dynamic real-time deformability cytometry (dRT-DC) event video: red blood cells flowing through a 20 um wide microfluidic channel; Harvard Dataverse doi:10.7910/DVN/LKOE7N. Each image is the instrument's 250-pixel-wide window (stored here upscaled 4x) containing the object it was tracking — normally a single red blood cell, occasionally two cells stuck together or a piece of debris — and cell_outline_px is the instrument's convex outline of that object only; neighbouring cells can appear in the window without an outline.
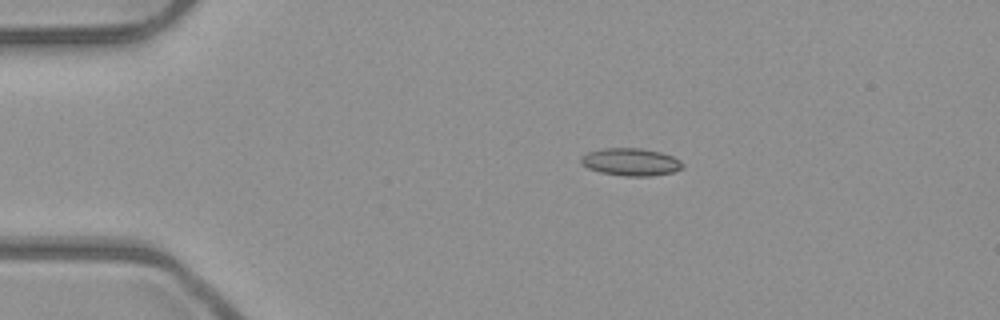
{"species": "common noctule bat (a hibernating species)", "species_latin": "Nyctalus noctula", "temperature_condition": "room temperature", "stored_images_in_passage": 6, "camera_frame_rate_fps": 3000, "um_per_image_px": 0.085, "animal": {"sex": "male", "body_mass_g": 23.1, "forearm_length_mm": 52.7}, "frame": {"image": 1, "passage_image": 3, "time_ms": 0.667, "image_size_px": [1000, 320], "cell_outline_px": [[684, 168], [672, 172], [648, 176], [624, 176], [600, 172], [588, 168], [580, 164], [580, 156], [588, 152], [604, 148], [640, 148], [660, 152], [672, 156], [680, 160], [684, 164]], "centroid_in_image_um": [53.6, 13.76], "position_along_channel_um": 31.4, "area_um2": 16.36}}
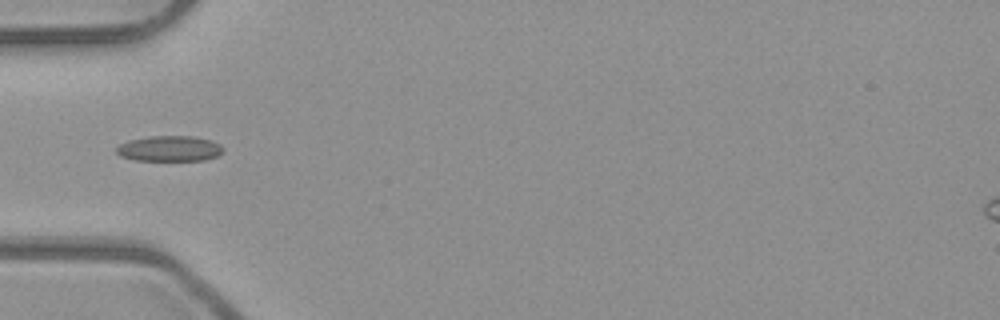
{"frame": {"image": 2, "passage_image": 5, "time_ms": 1.333, "image_size_px": [1000, 320], "cell_outline_px": [[224, 152], [216, 156], [204, 160], [136, 160], [120, 156], [116, 152], [116, 148], [120, 144], [128, 140], [148, 136], [192, 136], [208, 140], [220, 144], [224, 148]], "centroid_in_image_um": [14.4, 12.62], "position_along_channel_um": 70.6, "area_um2": 15.84}}
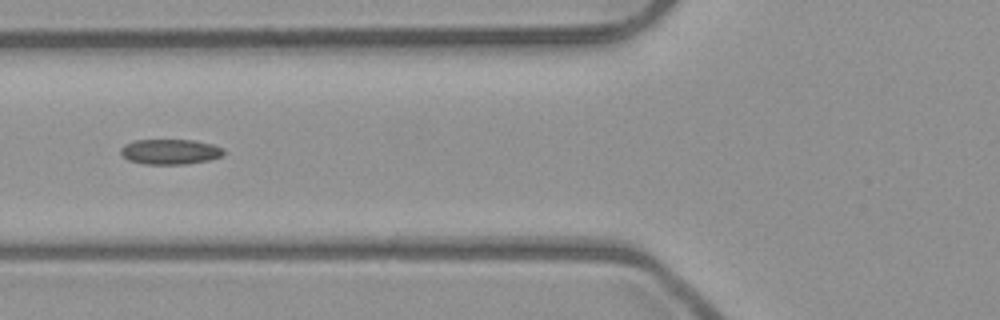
{"frame": {"image": 3, "passage_image": 6, "time_ms": 1.667, "image_size_px": [1000, 320], "cell_outline_px": [[224, 152], [220, 156], [208, 160], [184, 164], [144, 164], [128, 160], [120, 152], [120, 148], [124, 144], [136, 140], [192, 140], [212, 144], [224, 148]], "centroid_in_image_um": [14.44, 12.89], "position_along_channel_um": 111.4, "area_um2": 15.03}}